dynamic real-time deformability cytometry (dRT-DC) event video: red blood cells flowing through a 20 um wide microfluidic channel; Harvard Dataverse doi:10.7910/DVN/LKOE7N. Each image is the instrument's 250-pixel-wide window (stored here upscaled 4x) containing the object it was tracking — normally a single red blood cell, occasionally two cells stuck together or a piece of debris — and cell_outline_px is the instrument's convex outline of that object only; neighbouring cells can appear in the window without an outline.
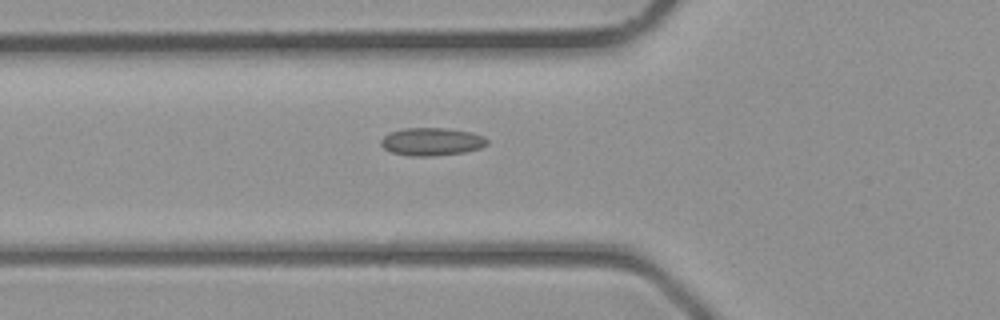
{"species": "common noctule bat (a hibernating species)", "species_latin": "Nyctalus noctula", "temperature_condition": "room temperature", "stored_images_in_passage": 2, "camera_frame_rate_fps": 3000, "um_per_image_px": 0.085, "animal": {"sex": "male", "body_mass_g": 23.1, "forearm_length_mm": 52.7}, "frame": {"image": 1, "passage_image": 2, "time_ms": 0.333, "image_size_px": [1000, 320], "cell_outline_px": [[488, 144], [480, 148], [464, 152], [432, 156], [408, 156], [392, 152], [384, 148], [380, 144], [380, 140], [384, 136], [392, 132], [404, 128], [448, 128], [472, 132], [484, 136], [488, 140]], "centroid_in_image_um": [36.71, 12.04], "position_along_channel_um": 89.1, "area_um2": 17.28}}